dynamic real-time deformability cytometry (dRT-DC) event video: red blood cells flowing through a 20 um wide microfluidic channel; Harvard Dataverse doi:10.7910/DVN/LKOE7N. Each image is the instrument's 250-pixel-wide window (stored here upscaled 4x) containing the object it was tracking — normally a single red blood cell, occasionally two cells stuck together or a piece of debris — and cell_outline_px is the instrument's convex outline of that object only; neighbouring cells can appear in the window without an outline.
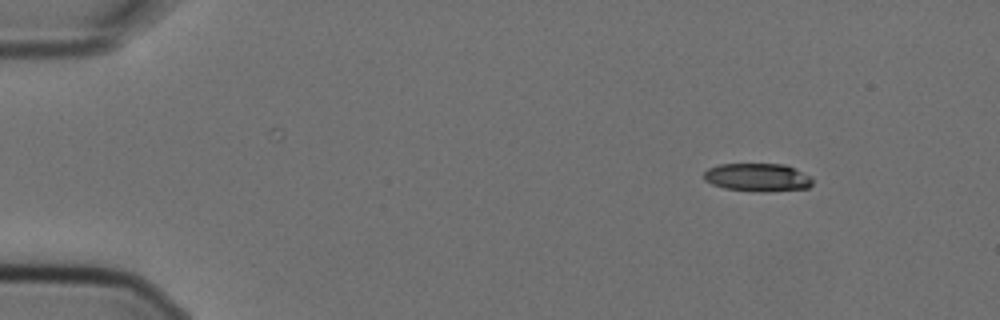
{"species": "Egyptian fruit bat (a non-hibernating species)", "species_latin": "Rousettus aegyptiacus", "temperature_condition": "cold", "stored_images_in_passage": 5, "camera_frame_rate_fps": 3000, "um_per_image_px": 0.085, "animal": {"sex": "female"}, "frame": {"image": 1, "passage_image": 1, "time_ms": 0.0, "image_size_px": [1000, 320], "cell_outline_px": [[812, 184], [808, 188], [760, 192], [724, 188], [712, 184], [704, 180], [704, 172], [708, 168], [720, 164], [784, 164], [812, 176]], "centroid_in_image_um": [64.39, 15.07], "position_along_channel_um": 20.6, "area_um2": 17.8}}
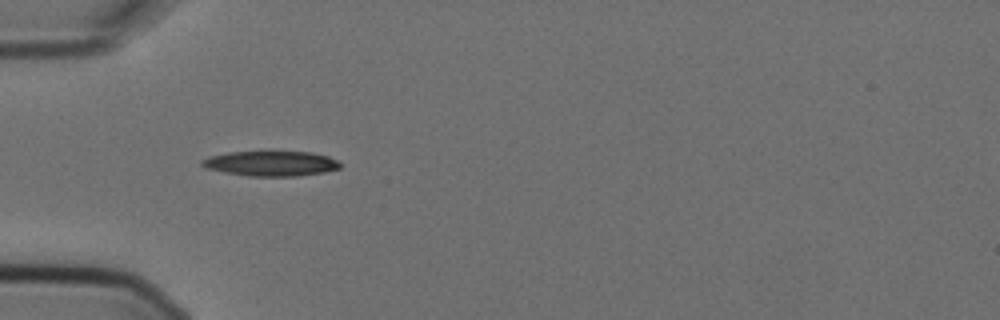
{"frame": {"image": 2, "passage_image": 4, "time_ms": 1.0, "image_size_px": [1000, 320], "cell_outline_px": [[340, 168], [324, 172], [296, 176], [248, 176], [224, 172], [204, 168], [200, 164], [200, 160], [208, 156], [228, 152], [312, 152], [328, 156], [340, 160]], "centroid_in_image_um": [23.01, 13.9], "position_along_channel_um": 62.0, "area_um2": 20.29}}
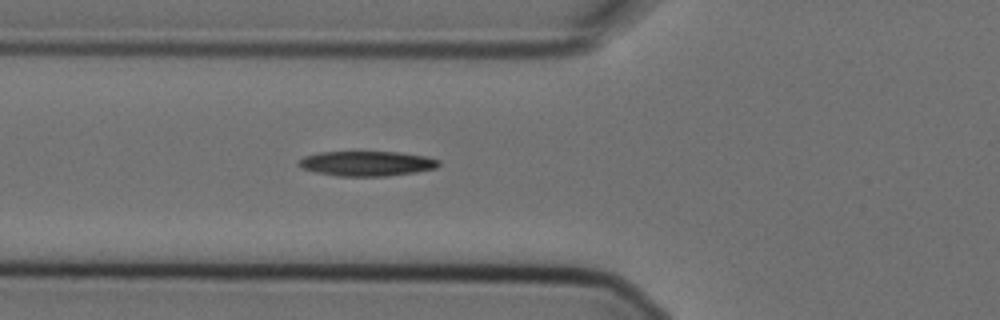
{"frame": {"image": 3, "passage_image": 5, "time_ms": 1.333, "image_size_px": [1000, 320], "cell_outline_px": [[440, 164], [436, 168], [416, 172], [384, 176], [340, 176], [316, 172], [304, 168], [296, 164], [304, 156], [320, 152], [400, 152], [424, 156], [440, 160]], "centroid_in_image_um": [31.2, 13.89], "position_along_channel_um": 94.6, "area_um2": 20.17}}